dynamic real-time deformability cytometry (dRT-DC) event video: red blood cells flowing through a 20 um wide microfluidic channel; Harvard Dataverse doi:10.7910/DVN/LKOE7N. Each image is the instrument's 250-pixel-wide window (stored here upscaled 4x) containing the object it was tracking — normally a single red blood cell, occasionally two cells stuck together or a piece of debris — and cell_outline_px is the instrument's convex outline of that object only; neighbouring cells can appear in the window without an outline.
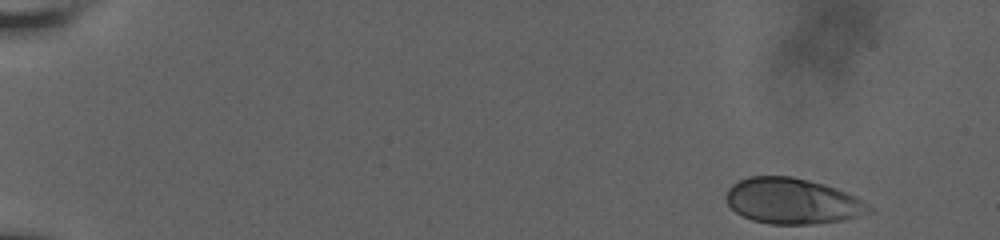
{"species": "human", "species_latin": "Homo sapiens", "temperature_condition": "room temperature", "stored_images_in_passage": 11, "camera_frame_rate_fps": 3000, "um_per_image_px": 0.085, "donor": {"sex": "male"}, "frame": {"image": 1, "passage_image": 1, "time_ms": 0.0, "image_size_px": [1000, 240], "cell_outline_px": [[876, 208], [872, 212], [840, 220], [812, 224], [772, 224], [752, 220], [736, 212], [728, 204], [724, 196], [728, 188], [732, 184], [748, 176], [792, 176], [824, 184], [856, 196]], "centroid_in_image_um": [67.36, 17.08], "position_along_channel_um": 17.6, "area_um2": 38.09}}
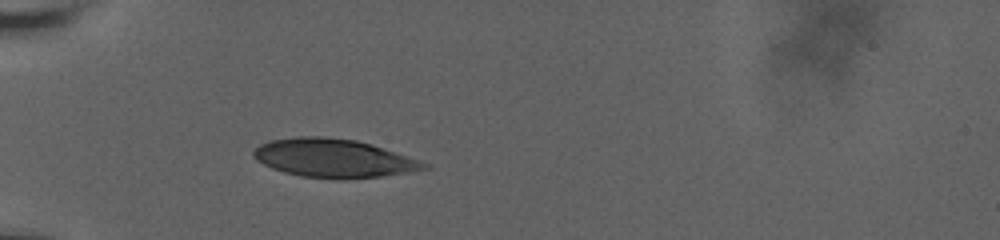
{"frame": {"image": 2, "passage_image": 7, "time_ms": 5.0, "image_size_px": [1000, 240], "cell_outline_px": [[432, 168], [384, 176], [300, 176], [284, 172], [272, 168], [256, 160], [252, 156], [252, 152], [260, 144], [268, 140], [296, 136], [324, 136], [356, 140], [372, 144], [432, 164]], "centroid_in_image_um": [28.35, 13.4], "position_along_channel_um": 56.6, "area_um2": 37.57}}
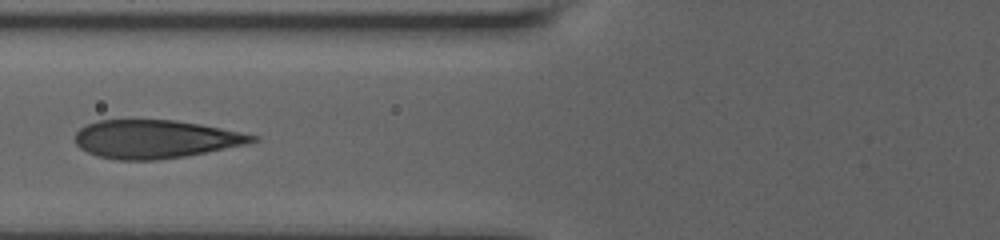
{"frame": {"image": 3, "passage_image": 10, "time_ms": 7.0, "image_size_px": [1000, 240], "cell_outline_px": [[260, 140], [244, 144], [184, 156], [156, 160], [116, 160], [96, 156], [80, 148], [76, 144], [72, 136], [80, 128], [88, 124], [100, 120], [176, 120], [200, 124], [260, 136]], "centroid_in_image_um": [13.15, 11.82], "position_along_channel_um": 112.6, "area_um2": 39.42}}